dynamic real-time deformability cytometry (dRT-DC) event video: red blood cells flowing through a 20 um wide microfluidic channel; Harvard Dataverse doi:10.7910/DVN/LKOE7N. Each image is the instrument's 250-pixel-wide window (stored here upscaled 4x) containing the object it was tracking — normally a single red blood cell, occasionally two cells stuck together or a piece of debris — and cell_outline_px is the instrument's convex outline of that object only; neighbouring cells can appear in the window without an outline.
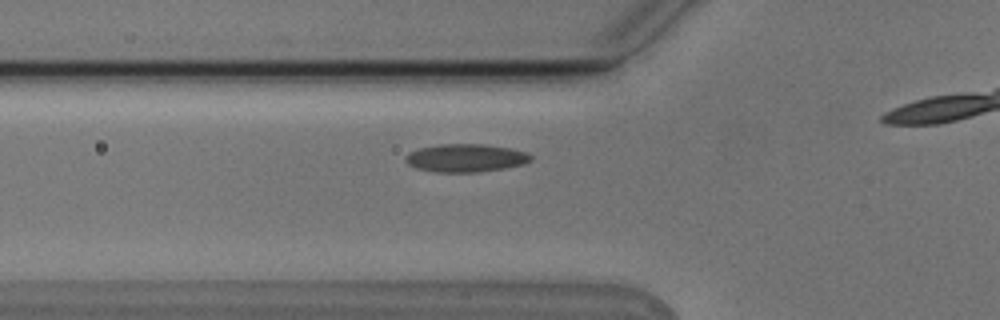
{"species": "Egyptian fruit bat (a non-hibernating species)", "species_latin": "Rousettus aegyptiacus", "temperature_condition": "cold", "stored_images_in_passage": 37, "camera_frame_rate_fps": 3000, "um_per_image_px": 0.085, "animal": {"sex": "male"}, "frame": {"image": 1, "passage_image": 12, "time_ms": 3.667, "image_size_px": [1000, 320], "cell_outline_px": [[532, 160], [524, 164], [504, 168], [480, 172], [436, 172], [416, 168], [408, 164], [404, 160], [404, 156], [408, 152], [420, 148], [440, 144], [484, 144], [512, 148], [528, 152], [532, 156]], "centroid_in_image_um": [39.59, 13.42], "position_along_channel_um": 86.2, "area_um2": 20.69}}
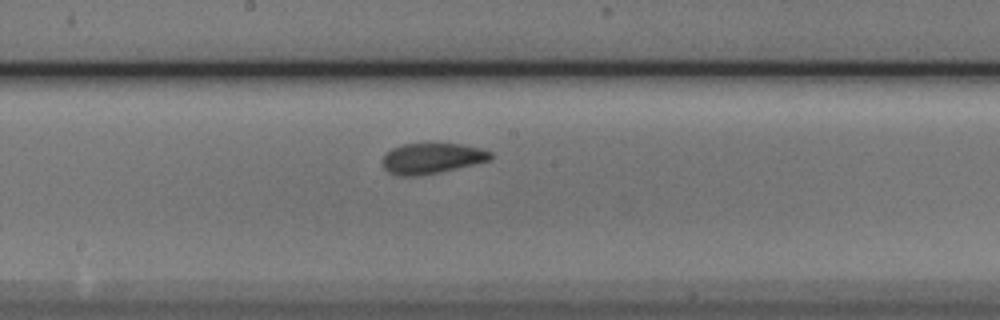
{"frame": {"image": 2, "passage_image": 22, "time_ms": 7.0, "image_size_px": [1000, 320], "cell_outline_px": [[492, 156], [488, 160], [440, 172], [420, 176], [400, 176], [388, 172], [384, 168], [380, 160], [392, 148], [404, 144], [460, 144], [480, 148], [492, 152]], "centroid_in_image_um": [36.65, 13.47], "position_along_channel_um": 211.5, "area_um2": 19.07}}
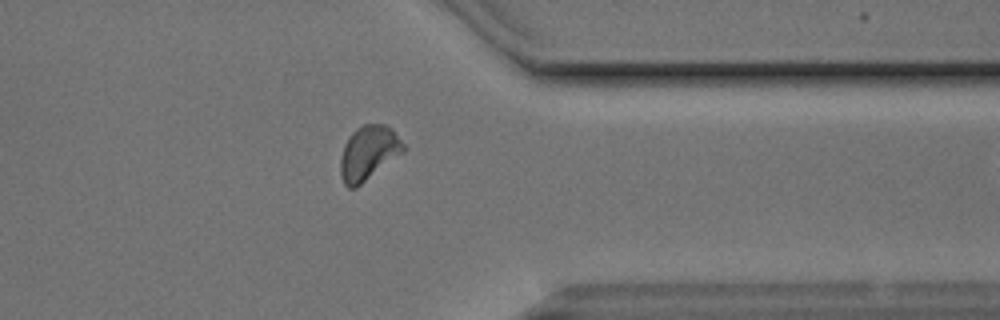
{"frame": {"image": 3, "passage_image": 36, "time_ms": 11.667, "image_size_px": [1000, 320], "cell_outline_px": [[404, 152], [356, 188], [348, 188], [344, 184], [340, 176], [340, 160], [344, 144], [348, 136], [356, 128], [364, 124], [384, 124], [392, 128], [404, 144]], "centroid_in_image_um": [31.31, 13.0], "position_along_channel_um": 380.1, "area_um2": 20.06}}